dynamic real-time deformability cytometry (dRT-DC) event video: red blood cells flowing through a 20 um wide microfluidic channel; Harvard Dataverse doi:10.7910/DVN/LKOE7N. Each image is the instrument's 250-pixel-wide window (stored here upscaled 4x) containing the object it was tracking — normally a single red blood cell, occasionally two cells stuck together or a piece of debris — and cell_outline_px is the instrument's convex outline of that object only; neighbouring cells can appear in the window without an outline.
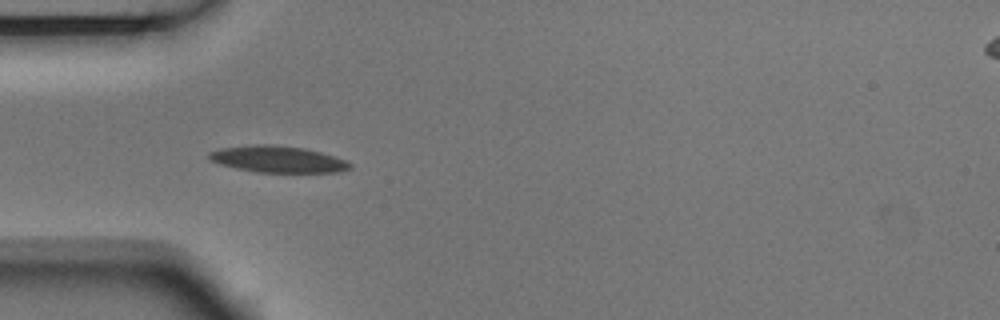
{"species": "Egyptian fruit bat (a non-hibernating species)", "species_latin": "Rousettus aegyptiacus", "temperature_condition": "room temperature", "stored_images_in_passage": 4, "camera_frame_rate_fps": 3000, "um_per_image_px": 0.085, "animal": {"sex": "male"}, "frame": {"image": 1, "passage_image": 3, "time_ms": 0.667, "image_size_px": [1000, 320], "cell_outline_px": [[352, 168], [340, 172], [256, 172], [236, 168], [220, 164], [208, 160], [208, 152], [220, 148], [252, 144], [276, 144], [304, 148], [320, 152], [344, 160], [352, 164]], "centroid_in_image_um": [23.57, 13.52], "position_along_channel_um": 61.4, "area_um2": 21.91}}
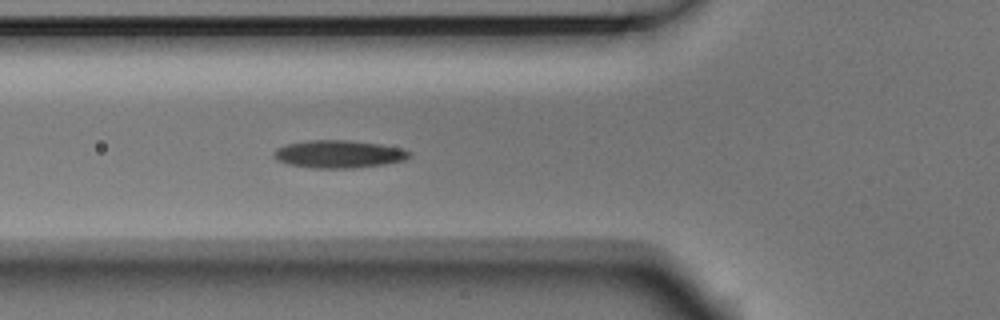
{"frame": {"image": 2, "passage_image": 4, "time_ms": 1.0, "image_size_px": [1000, 320], "cell_outline_px": [[412, 156], [404, 160], [384, 164], [356, 168], [312, 168], [288, 164], [276, 160], [272, 156], [276, 148], [288, 144], [308, 140], [348, 140], [380, 144], [400, 148], [412, 152]], "centroid_in_image_um": [28.79, 13.1], "position_along_channel_um": 97.0, "area_um2": 21.96}}